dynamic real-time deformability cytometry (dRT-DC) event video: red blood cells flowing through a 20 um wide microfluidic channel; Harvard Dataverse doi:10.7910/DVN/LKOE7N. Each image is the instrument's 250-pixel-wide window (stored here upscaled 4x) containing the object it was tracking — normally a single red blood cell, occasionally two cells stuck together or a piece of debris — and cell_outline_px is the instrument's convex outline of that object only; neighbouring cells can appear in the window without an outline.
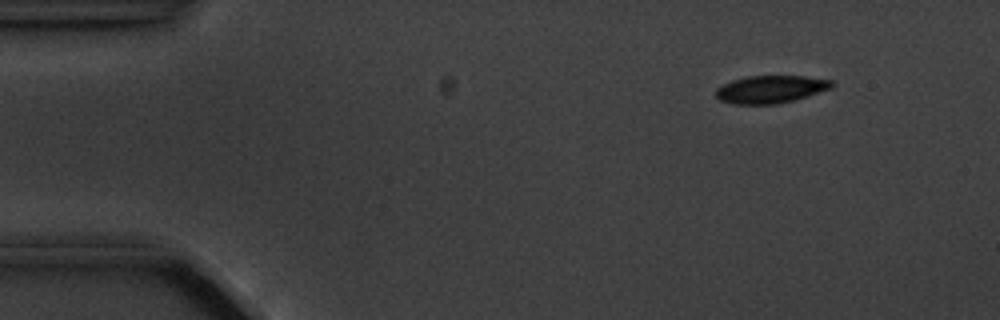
{"species": "common noctule bat (a hibernating species)", "species_latin": "Nyctalus noctula", "temperature_condition": "cold", "stored_images_in_passage": 7, "camera_frame_rate_fps": 3000, "um_per_image_px": 0.085, "animal": {"sex": "male", "body_mass_g": 20.1, "forearm_length_mm": 53.5}, "frame": {"image": 1, "passage_image": 1, "time_ms": 0.0, "image_size_px": [1000, 320], "cell_outline_px": [[836, 84], [832, 88], [792, 100], [776, 104], [732, 104], [720, 100], [716, 96], [716, 88], [732, 80], [744, 76], [804, 76], [832, 80]], "centroid_in_image_um": [65.49, 7.58], "position_along_channel_um": 19.5, "area_um2": 18.61}}
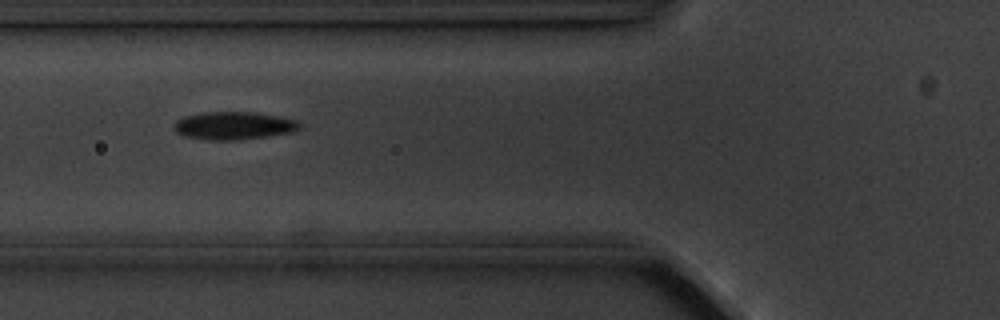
{"frame": {"image": 2, "passage_image": 5, "time_ms": 4.667, "image_size_px": [1000, 320], "cell_outline_px": [[300, 128], [292, 132], [236, 140], [212, 140], [184, 136], [176, 132], [172, 124], [176, 120], [184, 116], [204, 112], [252, 112], [276, 116], [296, 120], [300, 124]], "centroid_in_image_um": [19.81, 10.67], "position_along_channel_um": 106.0, "area_um2": 20.17}}